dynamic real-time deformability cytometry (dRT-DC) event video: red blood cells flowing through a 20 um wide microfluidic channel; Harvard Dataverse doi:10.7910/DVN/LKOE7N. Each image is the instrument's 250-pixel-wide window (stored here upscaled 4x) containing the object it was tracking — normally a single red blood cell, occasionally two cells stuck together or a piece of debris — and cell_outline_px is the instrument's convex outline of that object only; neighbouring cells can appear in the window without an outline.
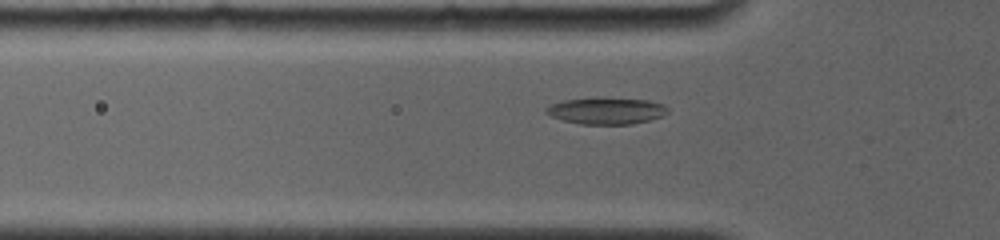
{"species": "common noctule bat (a hibernating species)", "species_latin": "Nyctalus noctula", "temperature_condition": "room temperature", "stored_images_in_passage": 25, "camera_frame_rate_fps": 4000, "um_per_image_px": 0.085, "animal": {"sex": "female", "body_mass_g": 19.0, "forearm_length_mm": 56.7}, "frame": {"image": 1, "passage_image": 2, "time_ms": 0.5, "image_size_px": [1000, 240], "cell_outline_px": [[668, 112], [660, 116], [648, 120], [632, 124], [580, 124], [564, 120], [552, 116], [544, 112], [544, 108], [552, 104], [564, 100], [648, 100], [664, 104], [668, 108]], "centroid_in_image_um": [51.54, 9.46], "position_along_channel_um": 74.3, "area_um2": 17.92}}
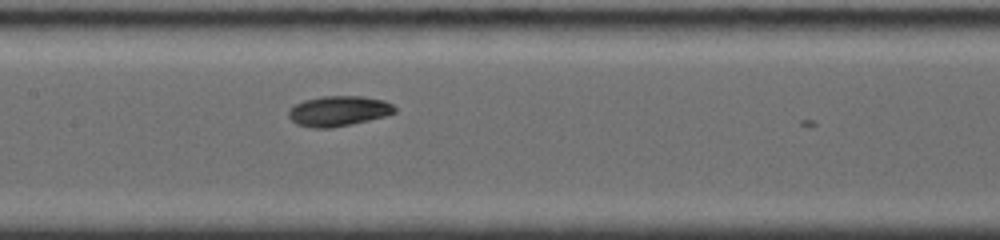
{"frame": {"image": 2, "passage_image": 8, "time_ms": 3.25, "image_size_px": [1000, 240], "cell_outline_px": [[396, 112], [384, 116], [368, 120], [328, 128], [312, 128], [296, 124], [288, 116], [288, 112], [296, 104], [304, 100], [324, 96], [364, 96], [384, 100], [392, 104], [396, 108]], "centroid_in_image_um": [28.78, 9.43], "position_along_channel_um": 178.6, "area_um2": 18.5}}
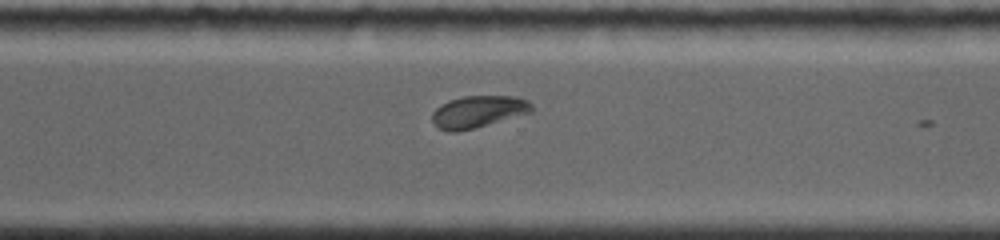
{"frame": {"image": 3, "passage_image": 21, "time_ms": 7.25, "image_size_px": [1000, 240], "cell_outline_px": [[532, 112], [472, 128], [456, 132], [448, 132], [440, 128], [432, 120], [432, 112], [440, 104], [448, 100], [464, 96], [516, 96], [528, 100], [532, 104]], "centroid_in_image_um": [40.63, 9.47], "position_along_channel_um": 330.0, "area_um2": 18.38}}